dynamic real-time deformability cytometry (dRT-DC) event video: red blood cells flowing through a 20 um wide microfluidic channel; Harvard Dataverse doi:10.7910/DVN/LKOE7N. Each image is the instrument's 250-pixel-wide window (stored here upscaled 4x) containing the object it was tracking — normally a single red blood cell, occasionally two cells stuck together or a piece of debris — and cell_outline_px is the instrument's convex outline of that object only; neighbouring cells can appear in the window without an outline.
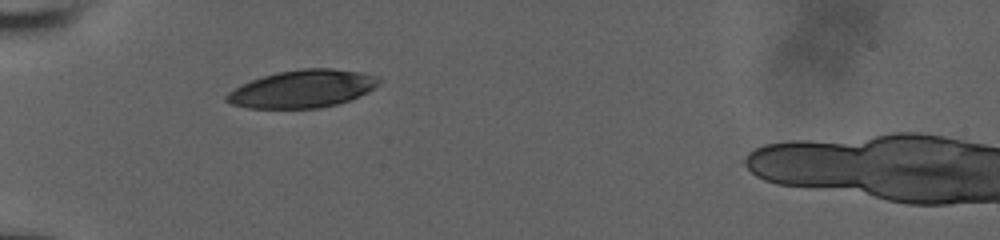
{"species": "human", "species_latin": "Homo sapiens", "temperature_condition": "room temperature", "stored_images_in_passage": 29, "camera_frame_rate_fps": 3000, "um_per_image_px": 0.085, "donor": {"sex": "male"}, "frame": {"image": 1, "passage_image": 1, "time_ms": 0.0, "image_size_px": [1000, 240], "cell_outline_px": [[380, 84], [368, 92], [348, 100], [336, 104], [320, 108], [248, 108], [232, 104], [224, 100], [224, 96], [228, 92], [240, 84], [264, 76], [280, 72], [300, 68], [332, 68], [360, 72], [380, 76]], "centroid_in_image_um": [25.71, 7.55], "position_along_channel_um": 59.3, "area_um2": 33.47}}
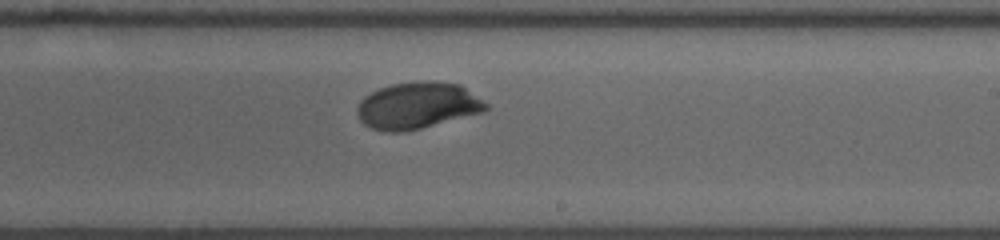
{"frame": {"image": 2, "passage_image": 17, "time_ms": 5.333, "image_size_px": [1000, 240], "cell_outline_px": [[488, 108], [484, 112], [404, 132], [384, 132], [372, 128], [364, 124], [360, 120], [356, 112], [356, 108], [360, 100], [364, 96], [380, 88], [392, 84], [416, 80], [436, 80], [460, 84], [488, 104]], "centroid_in_image_um": [35.47, 8.96], "position_along_channel_um": 253.5, "area_um2": 35.26}}
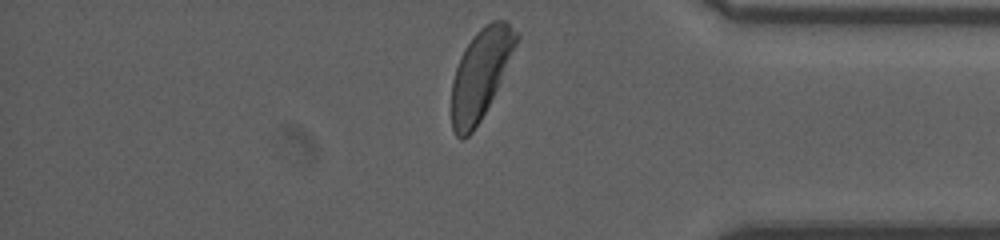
{"frame": {"image": 3, "passage_image": 29, "time_ms": 9.333, "image_size_px": [1000, 240], "cell_outline_px": [[520, 36], [500, 80], [480, 120], [472, 132], [464, 140], [460, 140], [456, 136], [452, 128], [452, 80], [460, 56], [464, 48], [472, 36], [484, 24], [492, 20], [504, 20]], "centroid_in_image_um": [40.81, 6.28], "position_along_channel_um": 394.4, "area_um2": 33.12}, "authors_computed_cell_mechanics": {"area_um2": 34.9112, "velocity_mm_per_s": 3.8971, "shape_relaxation_time_tau1_ms": 4.1952, "shape_relaxation_time_tau2_ms": null, "deformation_change_tau1": 0.1935, "deformation_change_tau2": null}}